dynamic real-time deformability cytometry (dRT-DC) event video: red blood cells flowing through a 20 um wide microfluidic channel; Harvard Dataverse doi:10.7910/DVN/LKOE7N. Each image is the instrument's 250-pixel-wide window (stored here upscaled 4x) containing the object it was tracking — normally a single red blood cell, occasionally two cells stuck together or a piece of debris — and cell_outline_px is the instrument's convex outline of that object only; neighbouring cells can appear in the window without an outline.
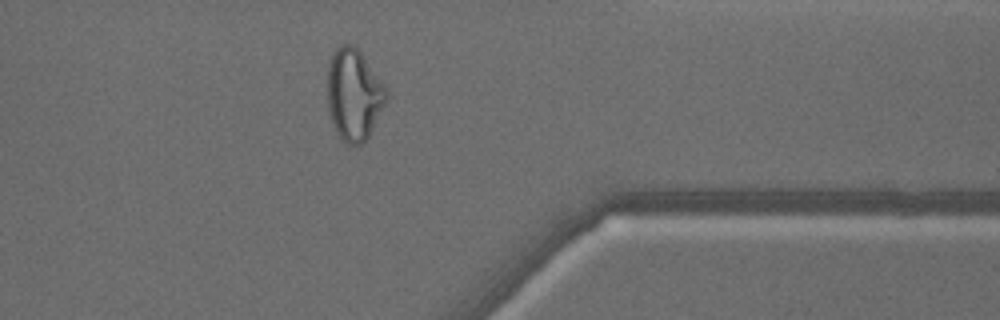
{"species": "common noctule bat (a hibernating species)", "species_latin": "Nyctalus noctula", "temperature_condition": "warm", "stored_images_in_passage": 36, "camera_frame_rate_fps": 3000, "um_per_image_px": 0.085, "animal": {"sex": "male", "body_mass_g": 18.8}, "frame": {"image": 1, "passage_image": 26, "time_ms": 8.333, "image_size_px": [1000, 320], "cell_outline_px": [[388, 96], [368, 136], [360, 144], [348, 144], [336, 132], [332, 124], [328, 108], [328, 64], [332, 52], [340, 44], [352, 44], [360, 52], [384, 84], [388, 92]], "centroid_in_image_um": [30.05, 8.01], "position_along_channel_um": 381.3, "area_um2": 30.98}}